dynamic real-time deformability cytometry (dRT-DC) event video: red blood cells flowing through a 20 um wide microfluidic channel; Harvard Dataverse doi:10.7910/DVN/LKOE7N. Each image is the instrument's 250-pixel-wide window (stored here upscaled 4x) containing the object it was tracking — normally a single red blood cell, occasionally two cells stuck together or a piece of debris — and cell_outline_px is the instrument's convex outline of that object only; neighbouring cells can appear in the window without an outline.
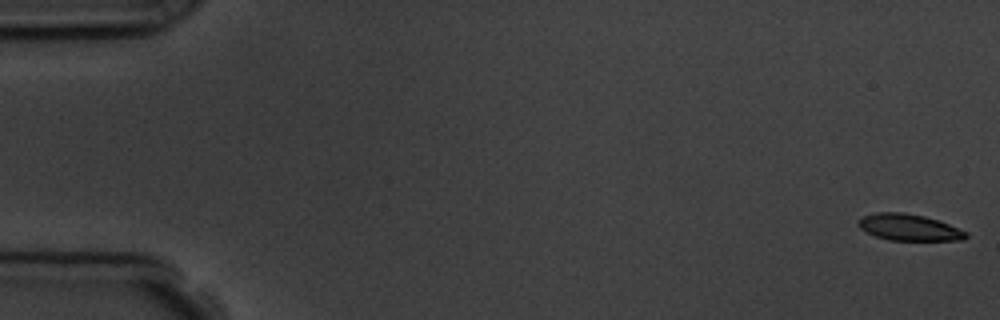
{"species": "common noctule bat (a hibernating species)", "species_latin": "Nyctalus noctula", "temperature_condition": "room temperature", "stored_images_in_passage": 7, "camera_frame_rate_fps": 3000, "um_per_image_px": 0.085, "animal": {"sex": "male", "body_mass_g": 19.5, "forearm_length_mm": 54.6}, "frame": {"image": 1, "passage_image": 1, "time_ms": 0.0, "image_size_px": [1000, 320], "cell_outline_px": [[968, 236], [964, 240], [888, 240], [876, 236], [860, 228], [856, 224], [864, 216], [876, 212], [904, 212], [924, 216], [948, 224], [968, 232]], "centroid_in_image_um": [77.27, 19.33], "position_along_channel_um": 7.7, "area_um2": 16.47}}
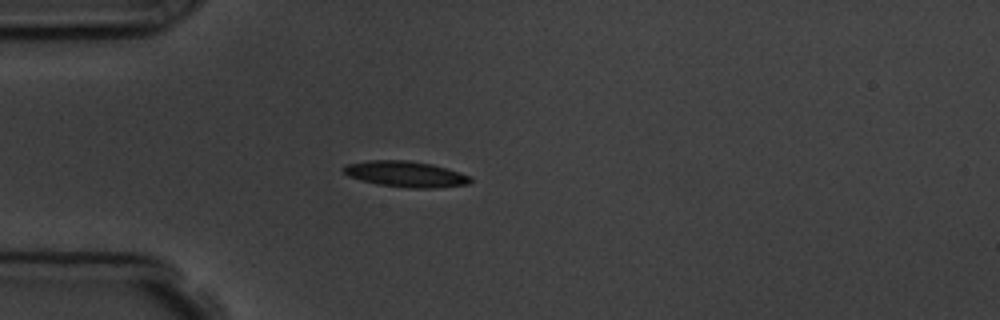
{"frame": {"image": 2, "passage_image": 5, "time_ms": 4.667, "image_size_px": [1000, 320], "cell_outline_px": [[472, 180], [468, 184], [432, 188], [408, 188], [376, 184], [360, 180], [348, 176], [340, 168], [348, 164], [368, 160], [408, 160], [432, 164], [460, 172], [472, 176]], "centroid_in_image_um": [34.47, 14.79], "position_along_channel_um": 50.5, "area_um2": 19.25}}